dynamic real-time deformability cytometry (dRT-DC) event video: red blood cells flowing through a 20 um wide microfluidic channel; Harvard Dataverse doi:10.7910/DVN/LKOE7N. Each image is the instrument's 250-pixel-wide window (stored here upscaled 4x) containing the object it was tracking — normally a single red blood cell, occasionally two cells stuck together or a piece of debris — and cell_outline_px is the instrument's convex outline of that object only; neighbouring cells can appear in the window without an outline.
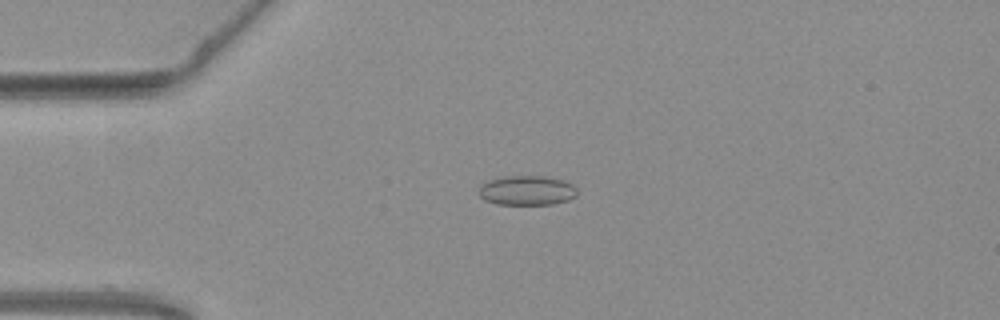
{"species": "common noctule bat (a hibernating species)", "species_latin": "Nyctalus noctula", "temperature_condition": "warm", "stored_images_in_passage": 7, "camera_frame_rate_fps": 3000, "um_per_image_px": 0.085, "animal": {"sex": "female", "body_mass_g": 19.3, "forearm_length_mm": 54.1}, "frame": {"image": 1, "passage_image": 1, "time_ms": 0.0, "image_size_px": [1000, 320], "cell_outline_px": [[576, 196], [568, 200], [552, 204], [496, 204], [484, 200], [476, 192], [488, 180], [504, 176], [544, 176], [564, 180], [572, 184], [576, 188]], "centroid_in_image_um": [44.77, 16.18], "position_along_channel_um": 40.2, "area_um2": 16.99}}
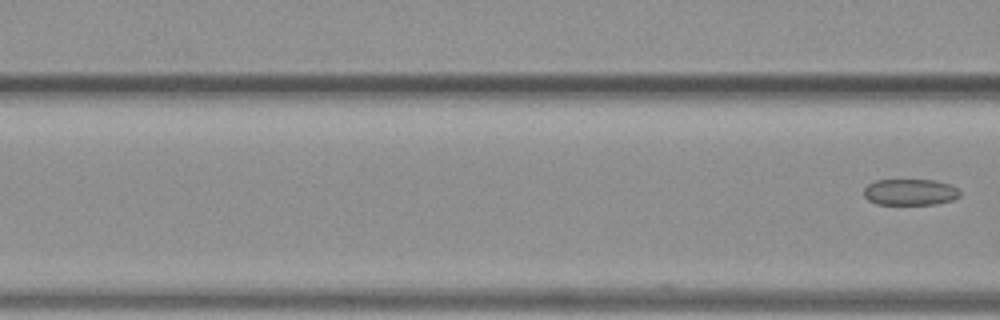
{"frame": {"image": 2, "passage_image": 7, "time_ms": 2.0, "image_size_px": [1000, 320], "cell_outline_px": [[960, 196], [952, 200], [936, 204], [876, 204], [868, 200], [864, 196], [864, 188], [868, 184], [876, 180], [936, 180], [948, 184], [956, 188], [960, 192]], "centroid_in_image_um": [77.34, 16.33], "position_along_channel_um": 89.3, "area_um2": 14.68}}